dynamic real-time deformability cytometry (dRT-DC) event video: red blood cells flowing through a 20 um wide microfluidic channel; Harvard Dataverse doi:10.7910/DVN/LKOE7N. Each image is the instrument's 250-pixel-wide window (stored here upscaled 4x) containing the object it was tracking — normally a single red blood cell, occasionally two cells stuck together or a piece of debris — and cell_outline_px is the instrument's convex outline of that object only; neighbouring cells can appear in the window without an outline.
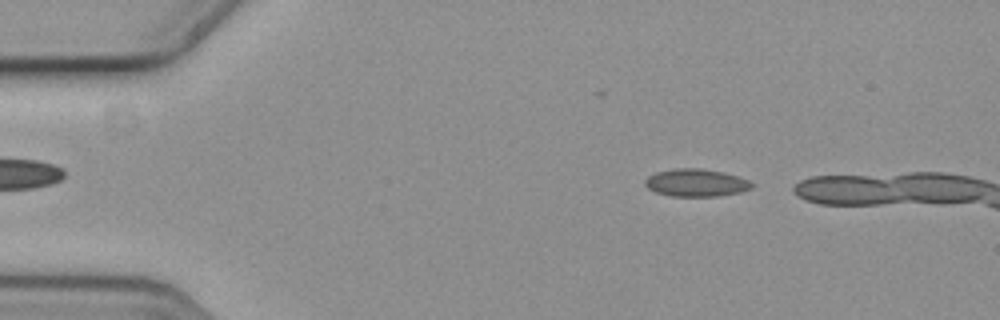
{"species": "common noctule bat (a hibernating species)", "species_latin": "Nyctalus noctula", "temperature_condition": "cold", "stored_images_in_passage": 12, "camera_frame_rate_fps": 3000, "um_per_image_px": 0.085, "animal": {"sex": "female", "body_mass_g": 19.3, "forearm_length_mm": 54.1}, "frame": {"image": 1, "passage_image": 4, "time_ms": 1.0, "image_size_px": [1000, 320], "cell_outline_px": [[752, 188], [740, 192], [720, 196], [672, 196], [656, 192], [648, 188], [644, 184], [644, 180], [648, 176], [656, 172], [672, 168], [700, 168], [724, 172], [748, 180], [752, 184]], "centroid_in_image_um": [59.14, 15.53], "position_along_channel_um": 25.9, "area_um2": 17.17}}